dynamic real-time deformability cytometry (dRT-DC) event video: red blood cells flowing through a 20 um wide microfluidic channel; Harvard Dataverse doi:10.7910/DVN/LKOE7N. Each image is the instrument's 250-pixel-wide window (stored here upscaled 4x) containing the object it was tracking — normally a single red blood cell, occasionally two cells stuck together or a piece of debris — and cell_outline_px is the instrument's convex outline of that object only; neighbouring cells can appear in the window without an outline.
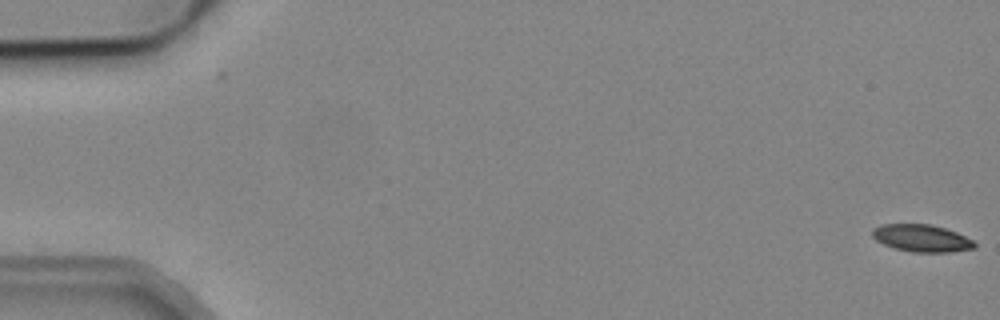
{"species": "common noctule bat (a hibernating species)", "species_latin": "Nyctalus noctula", "temperature_condition": "cold", "stored_images_in_passage": 4, "camera_frame_rate_fps": 3000, "um_per_image_px": 0.085, "animal": {"sex": "male", "body_mass_g": 19.2, "forearm_length_mm": 51.8}, "frame": {"image": 1, "passage_image": 1, "time_ms": 0.0, "image_size_px": [1000, 320], "cell_outline_px": [[976, 248], [952, 252], [912, 252], [896, 248], [884, 244], [876, 240], [872, 236], [872, 228], [880, 224], [928, 224], [944, 228], [956, 232], [972, 240], [976, 244]], "centroid_in_image_um": [78.33, 20.24], "position_along_channel_um": 6.7, "area_um2": 16.18}}